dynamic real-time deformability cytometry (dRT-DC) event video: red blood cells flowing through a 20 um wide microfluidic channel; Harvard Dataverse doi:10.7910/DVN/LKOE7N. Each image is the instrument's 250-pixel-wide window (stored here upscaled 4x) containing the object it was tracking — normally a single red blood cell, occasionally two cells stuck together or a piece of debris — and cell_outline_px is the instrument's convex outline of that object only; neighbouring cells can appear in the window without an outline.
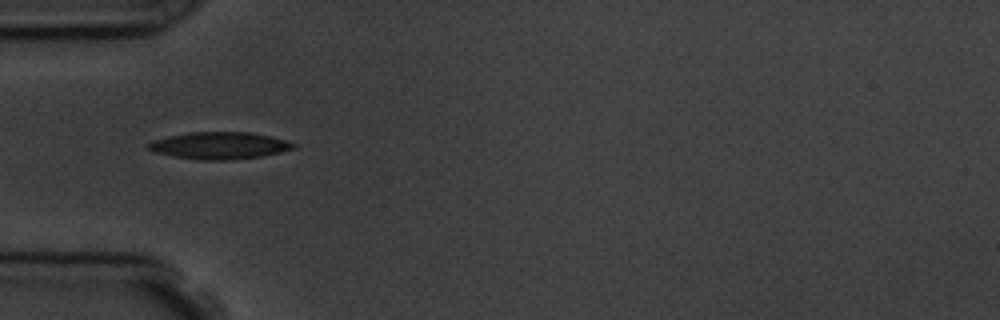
{"species": "common noctule bat (a hibernating species)", "species_latin": "Nyctalus noctula", "temperature_condition": "room temperature", "stored_images_in_passage": 2, "camera_frame_rate_fps": 3000, "um_per_image_px": 0.085, "animal": {"sex": "male", "body_mass_g": 19.5, "forearm_length_mm": 54.6}, "frame": {"image": 1, "passage_image": 2, "time_ms": 1.0, "image_size_px": [1000, 320], "cell_outline_px": [[296, 148], [280, 152], [260, 156], [224, 160], [200, 160], [172, 156], [152, 152], [144, 144], [152, 140], [168, 136], [188, 132], [252, 132], [272, 136], [296, 144]], "centroid_in_image_um": [18.59, 12.36], "position_along_channel_um": 66.4, "area_um2": 23.0}}